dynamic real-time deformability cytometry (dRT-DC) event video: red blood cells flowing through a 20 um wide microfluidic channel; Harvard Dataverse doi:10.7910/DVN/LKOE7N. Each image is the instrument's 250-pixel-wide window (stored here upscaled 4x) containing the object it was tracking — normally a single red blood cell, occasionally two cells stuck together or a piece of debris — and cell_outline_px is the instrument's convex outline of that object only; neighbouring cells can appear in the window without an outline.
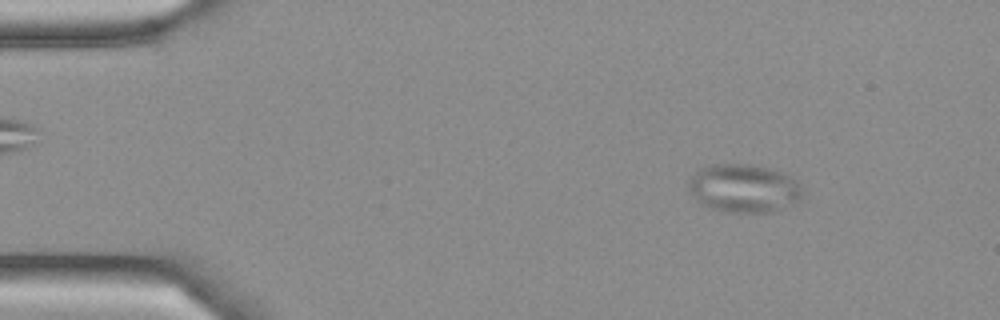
{"species": "Egyptian fruit bat (a non-hibernating species)", "species_latin": "Rousettus aegyptiacus", "temperature_condition": "cold", "stored_images_in_passage": 4, "camera_frame_rate_fps": 3000, "um_per_image_px": 0.085, "frame": {"image": 1, "passage_image": 1, "time_ms": 0.0, "image_size_px": [1000, 320], "cell_outline_px": [[804, 192], [800, 200], [784, 208], [772, 212], [724, 212], [712, 208], [704, 204], [688, 188], [688, 180], [700, 168], [708, 164], [748, 164], [768, 168], [780, 172], [796, 180], [804, 188]], "centroid_in_image_um": [63.27, 16.0], "position_along_channel_um": 21.7, "area_um2": 31.96}}